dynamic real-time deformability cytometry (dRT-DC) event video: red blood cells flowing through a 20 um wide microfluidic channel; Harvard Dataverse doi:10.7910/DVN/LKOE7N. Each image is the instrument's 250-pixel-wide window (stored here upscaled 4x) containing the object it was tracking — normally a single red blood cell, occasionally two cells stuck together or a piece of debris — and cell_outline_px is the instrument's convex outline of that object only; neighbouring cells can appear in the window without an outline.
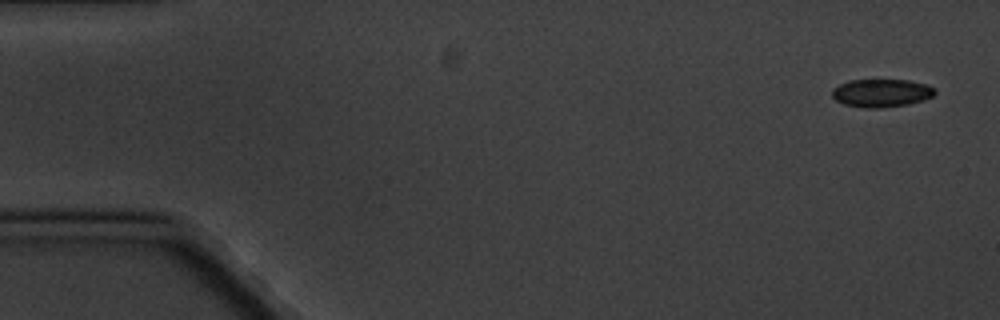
{"species": "common noctule bat (a hibernating species)", "species_latin": "Nyctalus noctula", "temperature_condition": "cold", "stored_images_in_passage": 5, "camera_frame_rate_fps": 3000, "um_per_image_px": 0.085, "animal": {"sex": "male", "body_mass_g": 20.1, "forearm_length_mm": 53.5}, "frame": {"image": 1, "passage_image": 1, "time_ms": 0.0, "image_size_px": [1000, 320], "cell_outline_px": [[936, 92], [932, 96], [908, 104], [880, 108], [868, 108], [844, 104], [836, 100], [832, 96], [832, 88], [848, 80], [908, 80], [924, 84], [936, 88]], "centroid_in_image_um": [74.89, 7.9], "position_along_channel_um": 10.1, "area_um2": 16.65}}
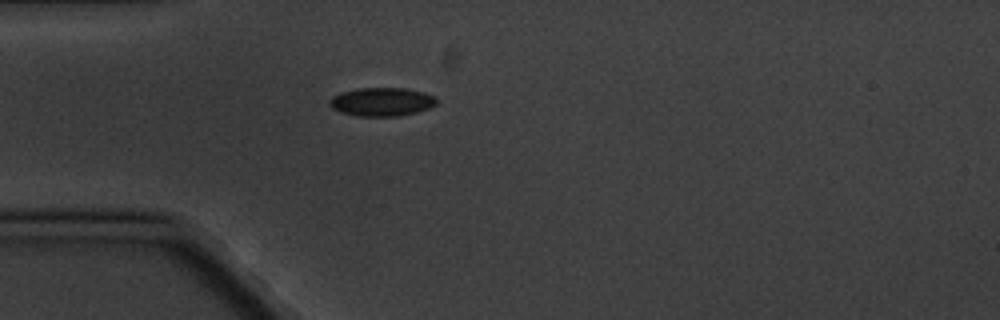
{"frame": {"image": 2, "passage_image": 5, "time_ms": 4.667, "image_size_px": [1000, 320], "cell_outline_px": [[436, 104], [428, 108], [416, 112], [400, 116], [356, 116], [340, 112], [332, 108], [328, 104], [328, 100], [332, 96], [340, 92], [360, 88], [404, 88], [424, 92], [436, 96]], "centroid_in_image_um": [32.42, 8.65], "position_along_channel_um": 52.6, "area_um2": 17.92}}